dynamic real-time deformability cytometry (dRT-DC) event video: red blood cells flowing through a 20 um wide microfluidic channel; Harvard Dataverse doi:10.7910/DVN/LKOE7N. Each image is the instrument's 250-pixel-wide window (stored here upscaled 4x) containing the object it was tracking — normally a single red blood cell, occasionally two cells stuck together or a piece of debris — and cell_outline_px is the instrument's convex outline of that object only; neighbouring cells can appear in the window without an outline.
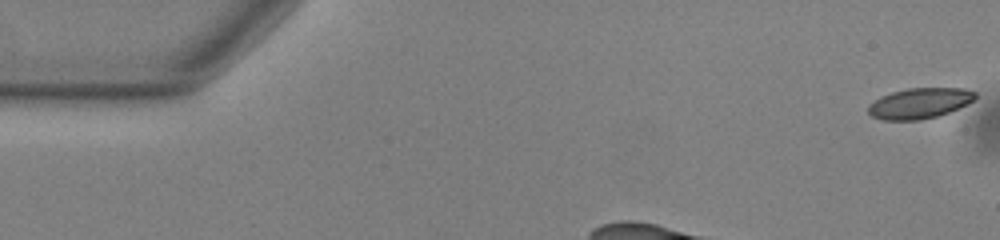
{"species": "common noctule bat (a hibernating species)", "species_latin": "Nyctalus noctula", "temperature_condition": "warm", "stored_images_in_passage": 35, "camera_frame_rate_fps": 3000, "um_per_image_px": 0.085, "animal": {"sex": "male", "body_mass_g": 13.0, "forearm_length_mm": 53.1}, "frame": {"image": 1, "passage_image": 1, "time_ms": 0.0, "image_size_px": [1000, 240], "cell_outline_px": [[976, 96], [968, 104], [940, 116], [920, 120], [884, 120], [872, 116], [868, 112], [868, 104], [880, 96], [892, 92], [908, 88], [964, 88], [976, 92]], "centroid_in_image_um": [78.16, 8.78], "position_along_channel_um": 6.8, "area_um2": 19.19}}
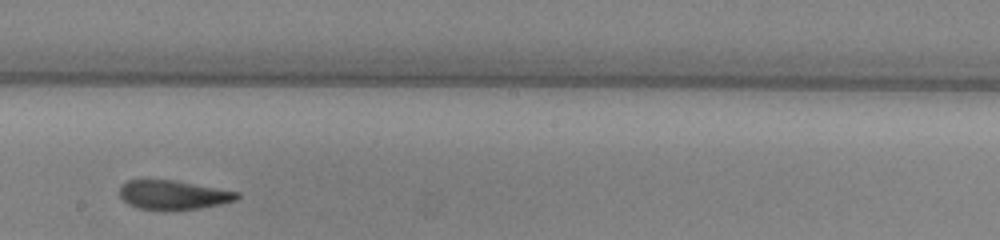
{"frame": {"image": 2, "passage_image": 23, "time_ms": 7.333, "image_size_px": [1000, 240], "cell_outline_px": [[240, 196], [236, 200], [220, 204], [200, 208], [140, 208], [128, 204], [120, 196], [120, 184], [128, 180], [176, 180], [240, 192]], "centroid_in_image_um": [14.75, 16.53], "position_along_channel_um": 233.5, "area_um2": 19.48}}
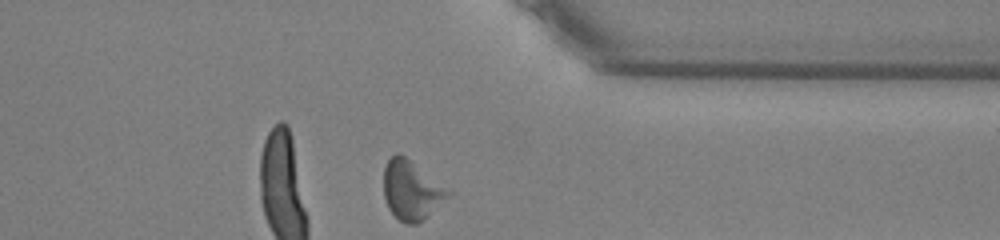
{"frame": {"image": 3, "passage_image": 35, "time_ms": 11.333, "image_size_px": [1000, 240], "cell_outline_px": [[452, 192], [424, 220], [416, 224], [404, 224], [388, 208], [384, 196], [384, 168], [388, 160], [396, 152], [400, 152]], "centroid_in_image_um": [34.95, 16.17], "position_along_channel_um": 376.5, "area_um2": 21.96}, "authors_computed_cell_mechanics": {"area_um2": 20.6346, "velocity_mm_per_s": 3.7524, "shape_relaxation_time_tau1_ms": null, "shape_relaxation_time_tau2_ms": 3.0145, "deformation_change_tau1": null, "deformation_change_tau2": 0.1171}}